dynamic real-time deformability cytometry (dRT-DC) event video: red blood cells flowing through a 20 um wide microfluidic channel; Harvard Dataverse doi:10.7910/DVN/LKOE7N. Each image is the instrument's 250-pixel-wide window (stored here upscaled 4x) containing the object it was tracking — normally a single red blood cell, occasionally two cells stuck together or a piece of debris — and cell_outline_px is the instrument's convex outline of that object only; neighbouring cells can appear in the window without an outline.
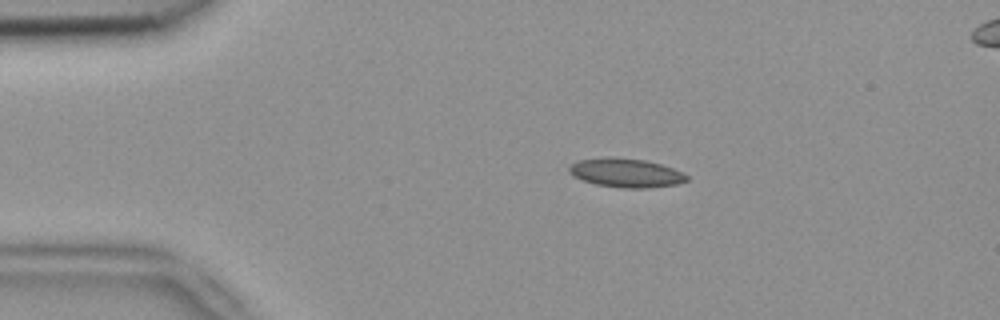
{"species": "common noctule bat (a hibernating species)", "species_latin": "Nyctalus noctula", "temperature_condition": "room temperature", "stored_images_in_passage": 3, "camera_frame_rate_fps": 3000, "um_per_image_px": 0.085, "animal": {"sex": "female", "body_mass_g": 18.4}, "frame": {"image": 1, "passage_image": 1, "time_ms": 0.0, "image_size_px": [1000, 320], "cell_outline_px": [[688, 180], [676, 184], [648, 188], [620, 188], [596, 184], [572, 176], [568, 172], [568, 168], [572, 164], [580, 160], [612, 156], [644, 160], [660, 164], [672, 168], [688, 176]], "centroid_in_image_um": [53.18, 14.69], "position_along_channel_um": 31.8, "area_um2": 19.71}}